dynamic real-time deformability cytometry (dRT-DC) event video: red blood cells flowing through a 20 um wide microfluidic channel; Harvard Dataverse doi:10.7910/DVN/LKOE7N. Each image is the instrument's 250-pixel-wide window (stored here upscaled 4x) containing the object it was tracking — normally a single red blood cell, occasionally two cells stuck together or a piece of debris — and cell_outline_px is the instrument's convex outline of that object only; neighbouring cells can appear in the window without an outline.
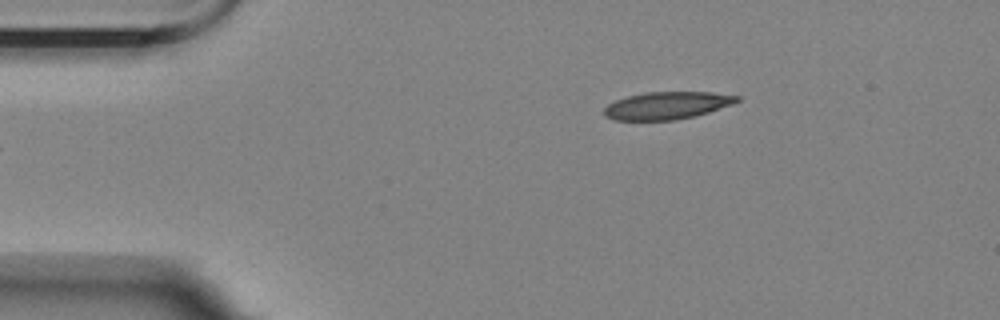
{"species": "Egyptian fruit bat (a non-hibernating species)", "species_latin": "Rousettus aegyptiacus", "temperature_condition": "room temperature", "stored_images_in_passage": 5, "camera_frame_rate_fps": 3000, "um_per_image_px": 0.085, "animal": {"sex": "female"}, "frame": {"image": 1, "passage_image": 5, "time_ms": 4.667, "image_size_px": [1000, 320], "cell_outline_px": [[740, 100], [732, 104], [696, 116], [676, 120], [616, 120], [604, 116], [604, 108], [608, 104], [616, 100], [628, 96], [644, 92], [712, 92], [740, 96]], "centroid_in_image_um": [56.7, 8.97], "position_along_channel_um": 28.3, "area_um2": 21.27}}